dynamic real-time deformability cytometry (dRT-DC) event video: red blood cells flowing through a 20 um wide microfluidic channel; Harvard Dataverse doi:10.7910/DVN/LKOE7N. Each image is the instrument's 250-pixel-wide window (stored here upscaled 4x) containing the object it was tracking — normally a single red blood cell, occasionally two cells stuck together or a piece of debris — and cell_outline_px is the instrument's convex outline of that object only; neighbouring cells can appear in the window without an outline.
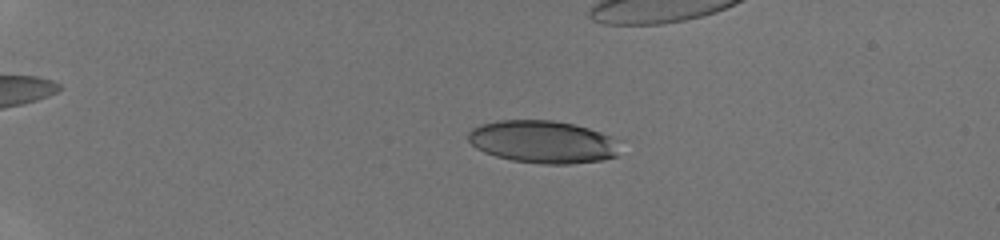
{"species": "human", "species_latin": "Homo sapiens", "temperature_condition": "room temperature", "stored_images_in_passage": 39, "camera_frame_rate_fps": 3000, "um_per_image_px": 0.085, "donor": {"sex": "male"}, "frame": {"image": 1, "passage_image": 8, "time_ms": 2.333, "image_size_px": [1000, 240], "cell_outline_px": [[624, 140], [616, 156], [604, 160], [572, 164], [544, 164], [512, 160], [496, 156], [484, 152], [476, 148], [468, 140], [468, 132], [472, 128], [480, 124], [500, 120], [552, 120], [572, 124], [588, 128]], "centroid_in_image_um": [46.21, 12.06], "position_along_channel_um": 38.8, "area_um2": 38.15}}
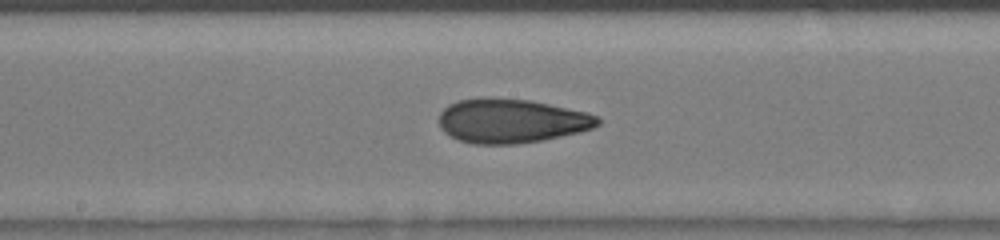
{"frame": {"image": 2, "passage_image": 24, "time_ms": 7.667, "image_size_px": [1000, 240], "cell_outline_px": [[600, 124], [592, 128], [580, 132], [544, 140], [516, 144], [472, 144], [456, 140], [444, 132], [440, 128], [440, 112], [448, 104], [456, 100], [488, 96], [532, 100], [588, 112], [600, 116]], "centroid_in_image_um": [43.46, 10.26], "position_along_channel_um": 204.7, "area_um2": 41.67}}
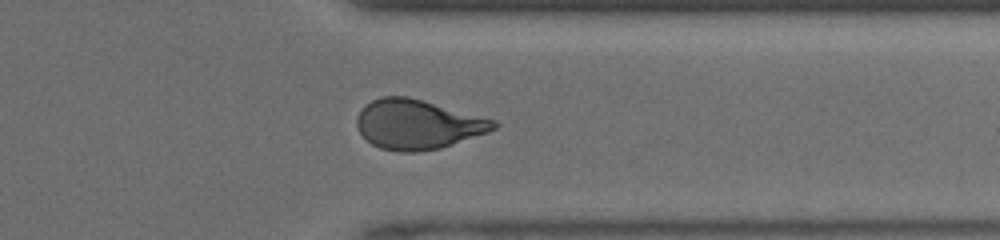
{"frame": {"image": 3, "passage_image": 35, "time_ms": 11.333, "image_size_px": [1000, 240], "cell_outline_px": [[500, 124], [496, 128], [488, 132], [440, 148], [416, 152], [400, 152], [380, 148], [372, 144], [360, 132], [356, 124], [356, 116], [364, 104], [380, 96], [408, 96], [496, 120]], "centroid_in_image_um": [35.48, 10.56], "position_along_channel_um": 375.9, "area_um2": 39.54}}